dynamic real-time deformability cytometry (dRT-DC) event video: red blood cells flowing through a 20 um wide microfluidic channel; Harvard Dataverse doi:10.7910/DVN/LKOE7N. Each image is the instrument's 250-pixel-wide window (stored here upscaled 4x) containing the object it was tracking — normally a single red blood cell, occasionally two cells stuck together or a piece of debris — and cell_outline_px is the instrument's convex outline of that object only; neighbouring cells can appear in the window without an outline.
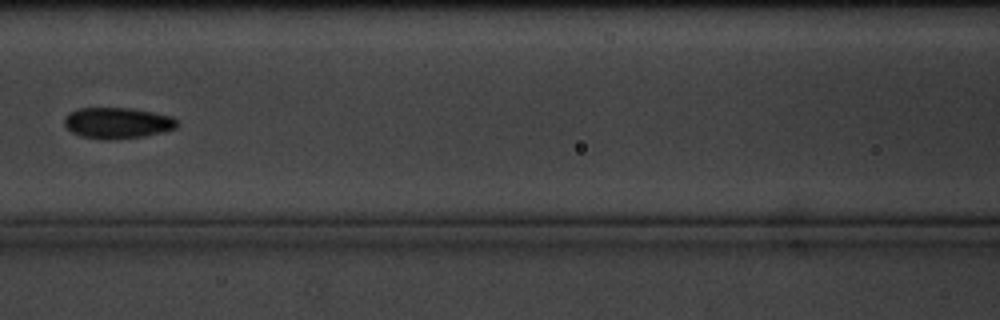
{"species": "common noctule bat (a hibernating species)", "species_latin": "Nyctalus noctula", "temperature_condition": "cold", "stored_images_in_passage": 12, "camera_frame_rate_fps": 3000, "um_per_image_px": 0.085, "animal": {"sex": "male", "body_mass_g": 20.1, "forearm_length_mm": 53.5}, "frame": {"image": 1, "passage_image": 7, "time_ms": 8.0, "image_size_px": [1000, 320], "cell_outline_px": [[176, 128], [144, 136], [112, 140], [100, 140], [80, 136], [72, 132], [64, 124], [64, 116], [68, 112], [76, 108], [128, 108], [152, 112], [172, 116], [176, 120]], "centroid_in_image_um": [9.91, 10.45], "position_along_channel_um": 156.7, "area_um2": 20.46}}